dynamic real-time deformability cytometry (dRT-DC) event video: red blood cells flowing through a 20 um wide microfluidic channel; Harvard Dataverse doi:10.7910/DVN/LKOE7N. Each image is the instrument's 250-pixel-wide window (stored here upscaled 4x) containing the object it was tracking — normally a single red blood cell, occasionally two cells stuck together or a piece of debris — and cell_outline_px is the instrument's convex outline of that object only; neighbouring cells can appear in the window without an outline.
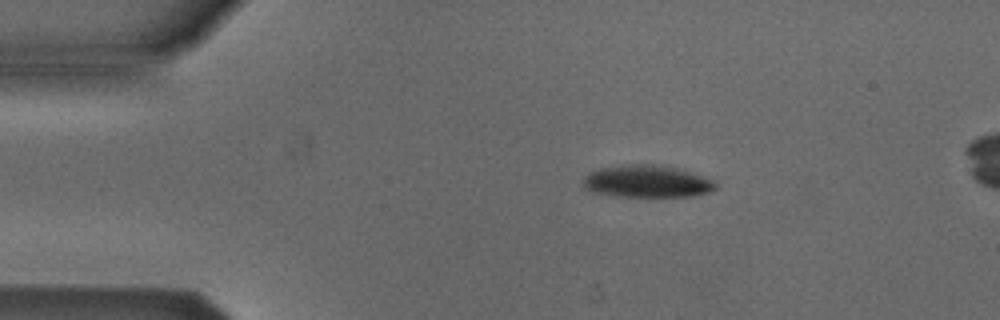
{"species": "Egyptian fruit bat (a non-hibernating species)", "species_latin": "Rousettus aegyptiacus", "temperature_condition": "cold", "stored_images_in_passage": 45, "segment_of_instrument_passage": [1, 2], "camera_frame_rate_fps": 3000, "um_per_image_px": 0.085, "animal": {"sex": "male"}, "frame": {"image": 1, "passage_image": 1, "time_ms": 0.0, "image_size_px": [1000, 320], "cell_outline_px": [[716, 188], [708, 192], [692, 196], [620, 196], [592, 192], [584, 188], [580, 180], [588, 172], [600, 168], [620, 164], [652, 164], [680, 168], [704, 176], [712, 180], [716, 184]], "centroid_in_image_um": [54.93, 15.4], "position_along_channel_um": 30.1, "area_um2": 25.14}}
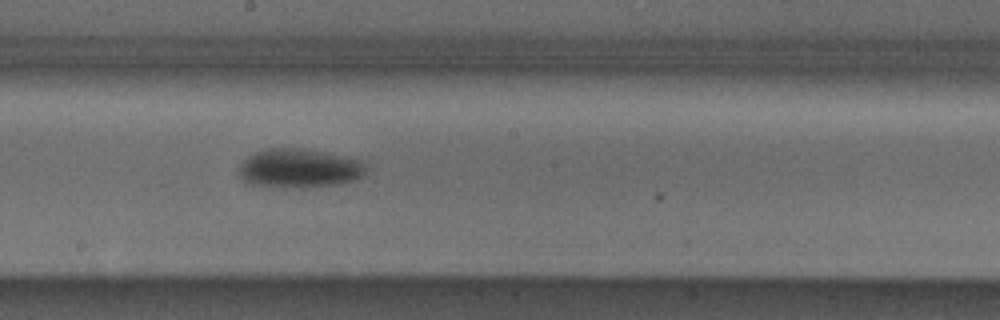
{"frame": {"image": 2, "passage_image": 20, "time_ms": 6.333, "image_size_px": [1000, 320], "cell_outline_px": [[364, 172], [360, 176], [352, 180], [336, 184], [300, 188], [252, 184], [244, 180], [240, 176], [240, 168], [244, 160], [248, 156], [256, 152], [268, 148], [300, 148], [324, 152], [360, 160], [364, 164]], "centroid_in_image_um": [25.41, 14.29], "position_along_channel_um": 222.8, "area_um2": 28.21}}
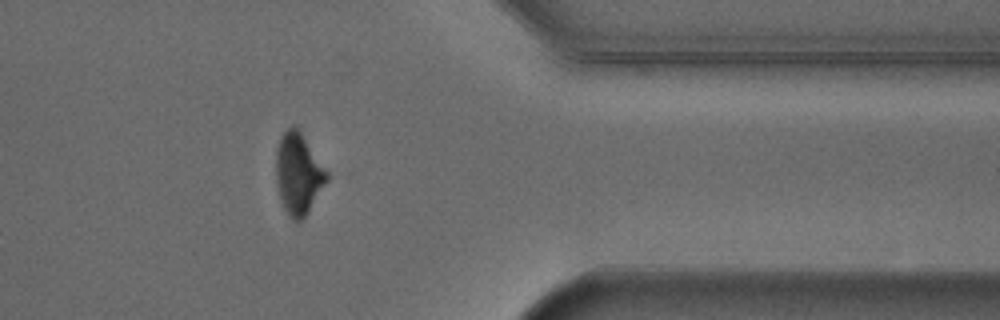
{"frame": {"image": 3, "passage_image": 34, "time_ms": 11.0, "image_size_px": [1000, 320], "cell_outline_px": [[328, 180], [308, 212], [296, 224], [288, 216], [280, 200], [276, 184], [276, 148], [280, 136], [292, 124], [296, 124], [300, 128], [328, 172]], "centroid_in_image_um": [25.35, 14.73], "position_along_channel_um": 386.1, "area_um2": 24.57}}